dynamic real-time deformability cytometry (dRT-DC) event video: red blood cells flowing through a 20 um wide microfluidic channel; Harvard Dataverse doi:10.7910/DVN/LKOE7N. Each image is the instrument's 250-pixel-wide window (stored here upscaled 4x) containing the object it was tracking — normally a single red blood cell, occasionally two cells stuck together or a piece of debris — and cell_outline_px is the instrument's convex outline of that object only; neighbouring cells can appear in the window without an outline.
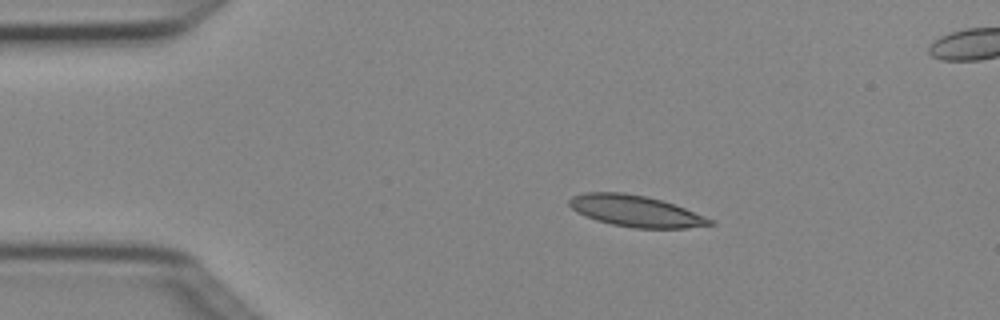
{"species": "Egyptian fruit bat (a non-hibernating species)", "species_latin": "Rousettus aegyptiacus", "temperature_condition": "cold", "stored_images_in_passage": 5, "camera_frame_rate_fps": 3000, "um_per_image_px": 0.085, "animal": {"sex": "female"}, "frame": {"image": 1, "passage_image": 2, "time_ms": 0.333, "image_size_px": [1000, 320], "cell_outline_px": [[716, 224], [688, 228], [632, 228], [612, 224], [596, 220], [576, 212], [568, 204], [568, 200], [572, 196], [584, 192], [624, 192], [648, 196], [684, 208], [704, 216], [712, 220]], "centroid_in_image_um": [54.0, 17.93], "position_along_channel_um": 31.0, "area_um2": 25.66}}
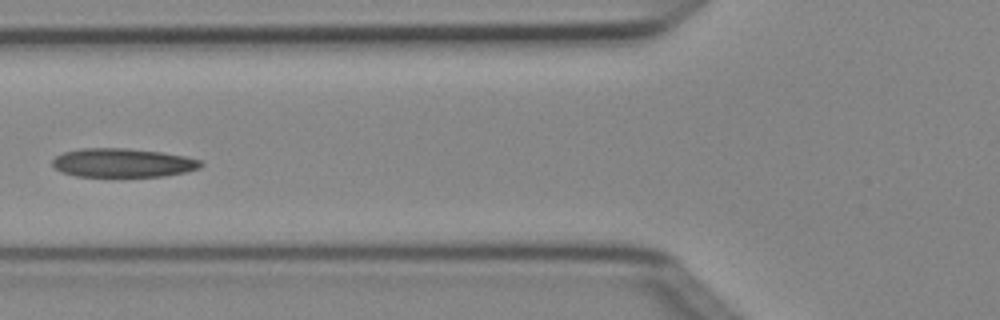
{"frame": {"image": 2, "passage_image": 5, "time_ms": 1.333, "image_size_px": [1000, 320], "cell_outline_px": [[204, 164], [200, 168], [184, 172], [164, 176], [76, 176], [60, 172], [52, 164], [52, 160], [56, 156], [64, 152], [80, 148], [124, 148], [160, 152], [184, 156], [204, 160]], "centroid_in_image_um": [10.44, 13.83], "position_along_channel_um": 115.4, "area_um2": 24.91}}